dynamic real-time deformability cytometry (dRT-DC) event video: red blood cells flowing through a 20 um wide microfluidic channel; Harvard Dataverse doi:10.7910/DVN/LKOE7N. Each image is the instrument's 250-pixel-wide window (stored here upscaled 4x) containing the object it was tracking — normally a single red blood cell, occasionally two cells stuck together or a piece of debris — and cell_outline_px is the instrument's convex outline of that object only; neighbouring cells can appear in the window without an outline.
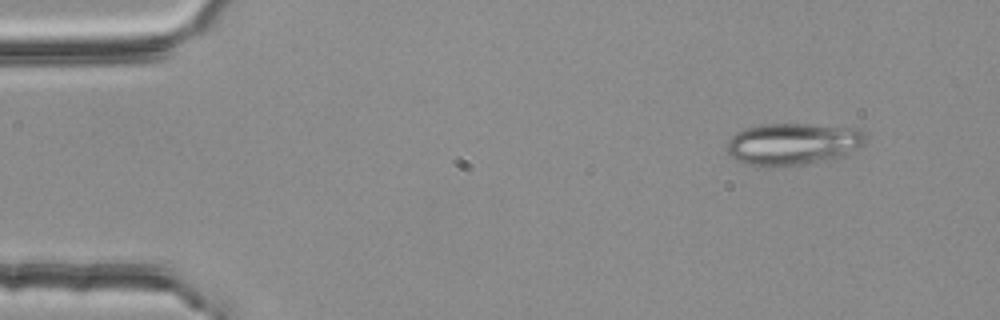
{"species": "common noctule bat (a hibernating species)", "species_latin": "Nyctalus noctula", "temperature_condition": "room temperature", "stored_images_in_passage": 3, "camera_frame_rate_fps": 3000, "um_per_image_px": 0.085, "animal": {"sex": "female", "body_mass_g": 25.1}, "frame": {"image": 1, "passage_image": 1, "time_ms": 0.0, "image_size_px": [1000, 320], "cell_outline_px": [[864, 144], [844, 156], [832, 160], [772, 168], [768, 168], [744, 164], [736, 160], [728, 152], [724, 144], [736, 132], [744, 128], [760, 124], [808, 124], [860, 128], [864, 132]], "centroid_in_image_um": [67.36, 12.25], "position_along_channel_um": 17.6, "area_um2": 34.62}}